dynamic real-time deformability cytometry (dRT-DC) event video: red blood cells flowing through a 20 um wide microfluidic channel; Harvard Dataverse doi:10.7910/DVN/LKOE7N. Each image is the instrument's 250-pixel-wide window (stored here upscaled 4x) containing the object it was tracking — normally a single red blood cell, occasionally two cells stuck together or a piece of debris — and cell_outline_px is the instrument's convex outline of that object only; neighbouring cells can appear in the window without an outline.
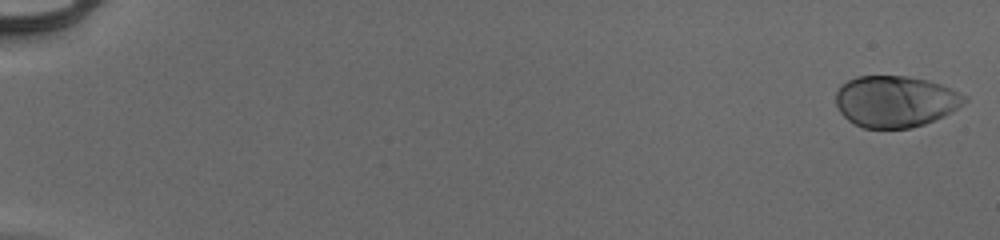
{"species": "human", "species_latin": "Homo sapiens", "temperature_condition": "cold", "stored_images_in_passage": 54, "camera_frame_rate_fps": 3000, "um_per_image_px": 0.085, "donor": {"sex": "male"}, "frame": {"image": 1, "passage_image": 1, "time_ms": 0.0, "image_size_px": [1000, 240], "cell_outline_px": [[968, 100], [964, 104], [944, 116], [924, 124], [908, 128], [864, 128], [848, 120], [840, 112], [836, 104], [836, 92], [840, 84], [856, 76], [908, 76], [928, 80], [940, 84], [960, 92], [968, 96]], "centroid_in_image_um": [76.12, 8.61], "position_along_channel_um": 8.9, "area_um2": 38.73}}
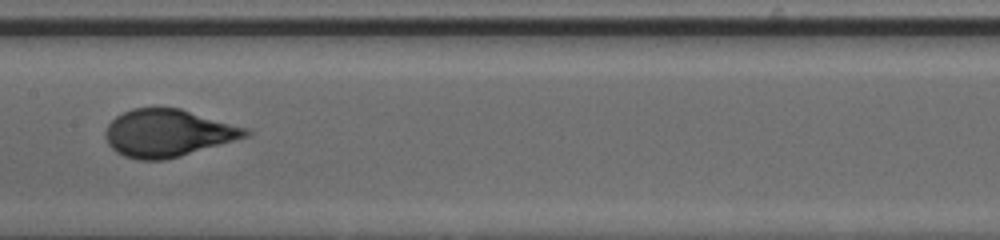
{"frame": {"image": 2, "passage_image": 30, "time_ms": 9.667, "image_size_px": [1000, 240], "cell_outline_px": [[252, 132], [248, 136], [180, 156], [164, 160], [136, 160], [124, 156], [116, 152], [108, 144], [104, 136], [104, 132], [108, 124], [116, 116], [132, 108], [180, 108], [248, 128]], "centroid_in_image_um": [14.24, 11.31], "position_along_channel_um": 193.2, "area_um2": 38.67}}
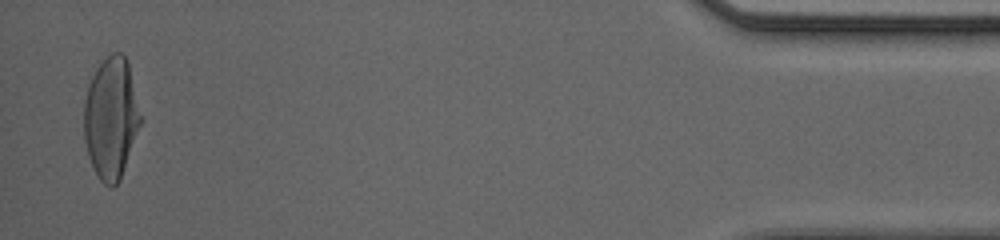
{"frame": {"image": 3, "passage_image": 53, "time_ms": 17.333, "image_size_px": [1000, 240], "cell_outline_px": [[144, 120], [120, 180], [112, 188], [108, 188], [100, 180], [88, 156], [84, 140], [84, 100], [88, 84], [96, 68], [112, 52], [120, 52], [128, 60]], "centroid_in_image_um": [9.48, 10.04], "position_along_channel_um": 425.7, "area_um2": 40.92}, "authors_computed_cell_mechanics": {"area_um2": 38.4081, "velocity_mm_per_s": 3.9669, "shape_relaxation_time_tau1_ms": 4.1856, "shape_relaxation_time_tau2_ms": null, "deformation_change_tau1": 0.201, "deformation_change_tau2": null}}